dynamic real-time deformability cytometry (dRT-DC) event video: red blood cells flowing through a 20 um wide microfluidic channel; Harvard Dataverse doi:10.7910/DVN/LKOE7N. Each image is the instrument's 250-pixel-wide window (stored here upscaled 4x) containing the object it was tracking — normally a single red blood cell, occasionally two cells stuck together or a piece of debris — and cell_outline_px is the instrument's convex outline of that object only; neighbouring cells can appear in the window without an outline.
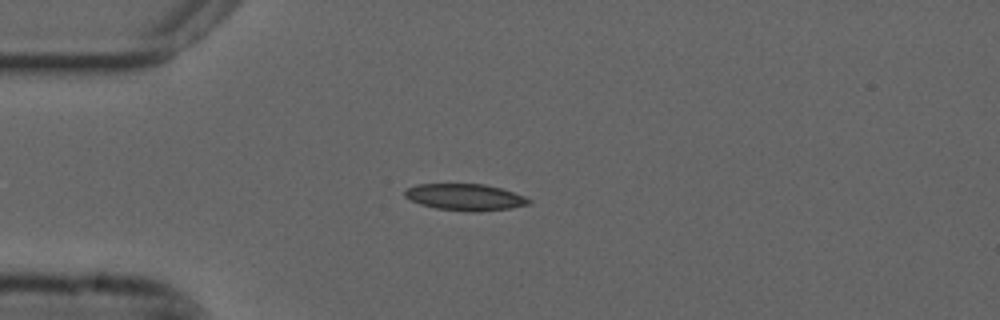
{"species": "common noctule bat (a hibernating species)", "species_latin": "Nyctalus noctula", "temperature_condition": "cold", "stored_images_in_passage": 42, "camera_frame_rate_fps": 3000, "um_per_image_px": 0.085, "animal": {"sex": "male", "forearm_length_mm": 52.5}, "frame": {"image": 1, "passage_image": 1, "time_ms": 0.0, "image_size_px": [1000, 320], "cell_outline_px": [[532, 204], [508, 208], [480, 212], [472, 212], [436, 208], [420, 204], [404, 196], [404, 192], [408, 188], [416, 184], [484, 184], [500, 188], [524, 196], [532, 200]], "centroid_in_image_um": [39.55, 16.76], "position_along_channel_um": 45.4, "area_um2": 19.13}}
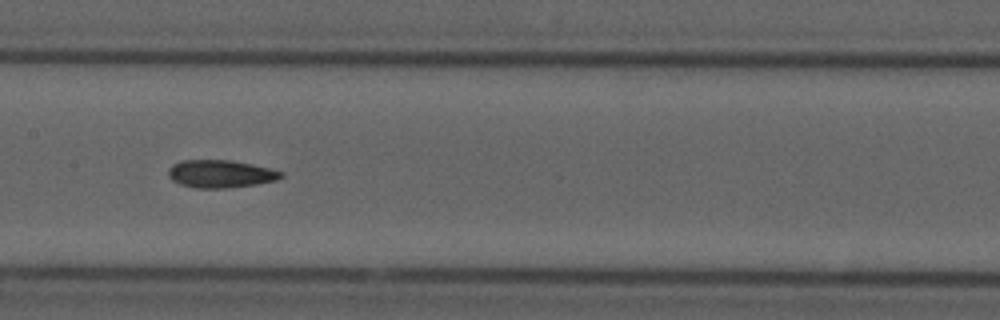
{"frame": {"image": 2, "passage_image": 14, "time_ms": 4.333, "image_size_px": [1000, 320], "cell_outline_px": [[284, 176], [276, 180], [256, 184], [224, 188], [196, 188], [180, 184], [172, 180], [168, 176], [168, 168], [172, 164], [180, 160], [232, 160], [252, 164], [284, 172]], "centroid_in_image_um": [18.72, 14.77], "position_along_channel_um": 188.7, "area_um2": 18.26}}
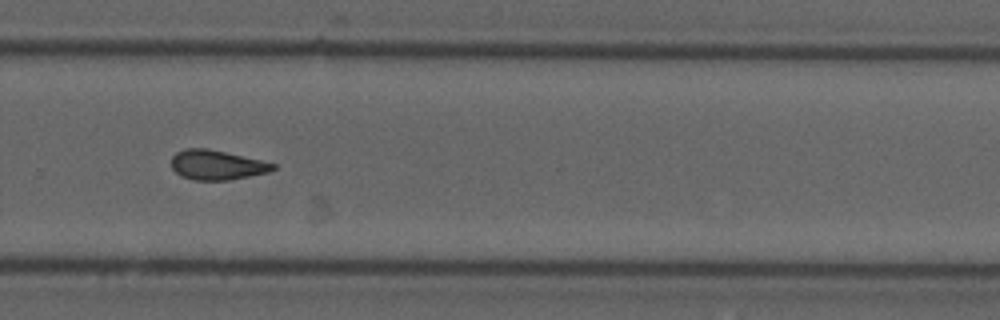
{"frame": {"image": 3, "passage_image": 24, "time_ms": 7.667, "image_size_px": [1000, 320], "cell_outline_px": [[276, 168], [268, 172], [228, 180], [192, 180], [180, 176], [172, 168], [172, 156], [176, 152], [184, 148], [208, 148], [260, 160], [276, 164]], "centroid_in_image_um": [18.39, 14.02], "position_along_channel_um": 311.4, "area_um2": 17.51}, "authors_computed_cell_mechanics": {"area_um2": 17.8602, "velocity_mm_per_s": 3.7041, "shape_relaxation_time_tau1_ms": null, "shape_relaxation_time_tau2_ms": 3.9723, "deformation_change_tau1": null, "deformation_change_tau2": 0.1082}}